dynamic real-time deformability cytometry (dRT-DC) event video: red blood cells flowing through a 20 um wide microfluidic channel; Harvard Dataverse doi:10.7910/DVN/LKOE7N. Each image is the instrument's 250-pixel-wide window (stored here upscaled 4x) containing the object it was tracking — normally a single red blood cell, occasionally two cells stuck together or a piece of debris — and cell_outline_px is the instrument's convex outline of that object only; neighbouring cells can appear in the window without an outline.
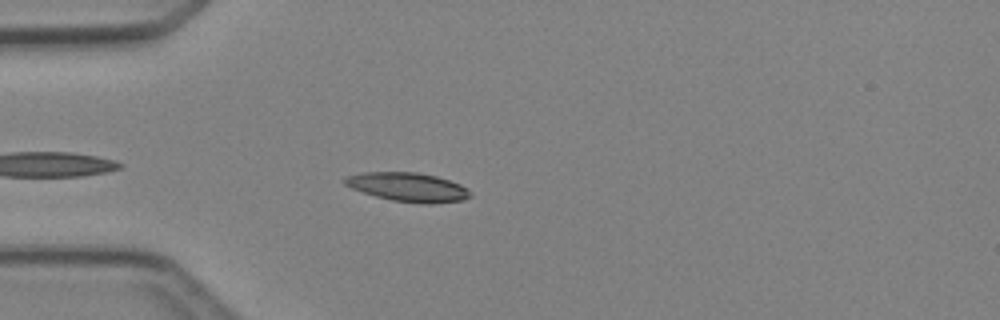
{"species": "Egyptian fruit bat (a non-hibernating species)", "species_latin": "Rousettus aegyptiacus", "temperature_condition": "cold", "stored_images_in_passage": 2, "camera_frame_rate_fps": 3000, "um_per_image_px": 0.085, "animal": {"sex": "female"}, "frame": {"image": 1, "passage_image": 2, "time_ms": 1.333, "image_size_px": [1000, 320], "cell_outline_px": [[472, 196], [464, 200], [432, 204], [428, 204], [392, 200], [376, 196], [352, 188], [344, 184], [340, 180], [344, 176], [364, 172], [416, 172], [436, 176], [460, 184], [468, 188]], "centroid_in_image_um": [34.67, 15.9], "position_along_channel_um": 50.3, "area_um2": 21.21}}